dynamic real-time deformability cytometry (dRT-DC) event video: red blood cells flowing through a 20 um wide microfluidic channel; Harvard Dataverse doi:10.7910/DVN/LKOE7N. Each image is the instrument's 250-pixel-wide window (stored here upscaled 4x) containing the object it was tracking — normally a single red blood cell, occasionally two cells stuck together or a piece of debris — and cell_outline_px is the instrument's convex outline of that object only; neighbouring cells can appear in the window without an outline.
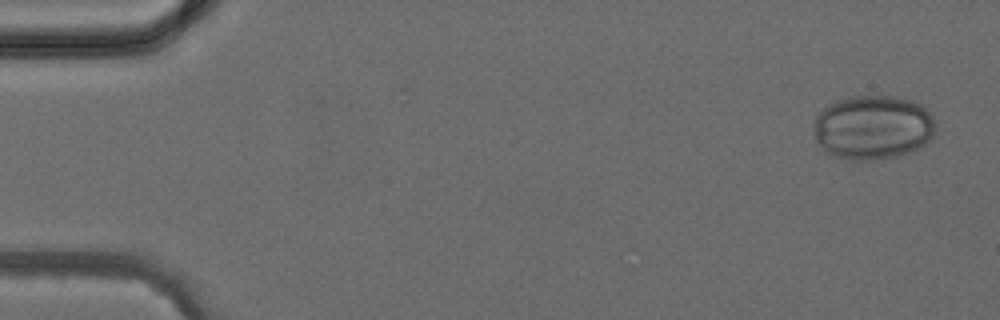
{"species": "common noctule bat (a hibernating species)", "species_latin": "Nyctalus noctula", "temperature_condition": "cold", "stored_images_in_passage": 5, "camera_frame_rate_fps": 3000, "um_per_image_px": 0.085, "animal": {"sex": "female", "body_mass_g": 24.6, "forearm_length_mm": 56.2}, "frame": {"image": 1, "passage_image": 1, "time_ms": 0.0, "image_size_px": [1000, 320], "cell_outline_px": [[932, 136], [924, 144], [908, 152], [896, 156], [880, 160], [852, 160], [836, 156], [828, 152], [816, 140], [812, 128], [816, 116], [828, 104], [836, 100], [852, 96], [892, 96], [912, 100], [920, 104], [932, 116]], "centroid_in_image_um": [74.15, 10.82], "position_along_channel_um": 10.9, "area_um2": 45.26}}